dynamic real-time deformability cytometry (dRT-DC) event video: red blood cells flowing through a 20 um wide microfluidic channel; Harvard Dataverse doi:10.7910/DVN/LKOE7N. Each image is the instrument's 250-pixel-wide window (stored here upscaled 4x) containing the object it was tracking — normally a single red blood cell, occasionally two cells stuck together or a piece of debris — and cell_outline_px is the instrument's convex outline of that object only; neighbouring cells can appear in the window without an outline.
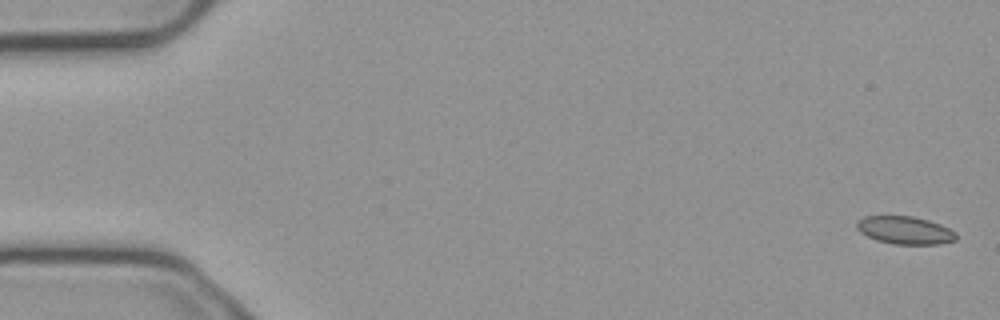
{"species": "common noctule bat (a hibernating species)", "species_latin": "Nyctalus noctula", "temperature_condition": "cold", "stored_images_in_passage": 5, "camera_frame_rate_fps": 3000, "um_per_image_px": 0.085, "animal": {"sex": "male", "body_mass_g": 23.1, "forearm_length_mm": 52.7}, "frame": {"image": 1, "passage_image": 1, "time_ms": 0.0, "image_size_px": [1000, 320], "cell_outline_px": [[956, 240], [940, 244], [896, 244], [876, 240], [860, 232], [856, 228], [856, 220], [864, 216], [912, 216], [928, 220], [940, 224], [956, 232]], "centroid_in_image_um": [76.9, 19.56], "position_along_channel_um": 8.1, "area_um2": 16.13}}